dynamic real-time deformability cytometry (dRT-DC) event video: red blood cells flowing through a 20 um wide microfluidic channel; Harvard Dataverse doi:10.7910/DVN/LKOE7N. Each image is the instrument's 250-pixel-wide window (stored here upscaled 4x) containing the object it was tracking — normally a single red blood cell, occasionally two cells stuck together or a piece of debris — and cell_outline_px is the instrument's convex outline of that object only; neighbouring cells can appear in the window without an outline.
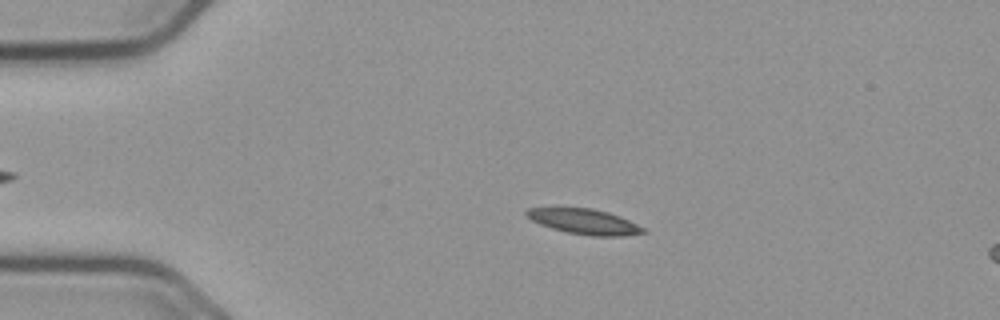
{"species": "common noctule bat (a hibernating species)", "species_latin": "Nyctalus noctula", "temperature_condition": "cold", "stored_images_in_passage": 56, "camera_frame_rate_fps": 3000, "um_per_image_px": 0.085, "animal": {"sex": "male", "body_mass_g": 23.1, "forearm_length_mm": 52.7}, "frame": {"image": 1, "passage_image": 12, "time_ms": 3.667, "image_size_px": [1000, 320], "cell_outline_px": [[648, 232], [624, 236], [592, 236], [564, 232], [540, 224], [524, 216], [524, 212], [528, 208], [592, 208], [608, 212], [620, 216], [644, 228]], "centroid_in_image_um": [49.65, 18.84], "position_along_channel_um": 35.3, "area_um2": 17.22}}
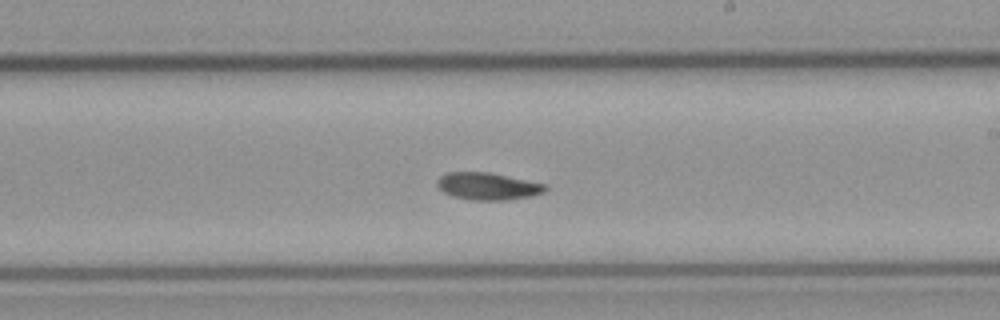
{"frame": {"image": 2, "passage_image": 33, "time_ms": 10.667, "image_size_px": [1000, 320], "cell_outline_px": [[548, 188], [544, 192], [532, 196], [508, 200], [472, 200], [452, 196], [444, 192], [436, 184], [436, 180], [440, 176], [448, 172], [488, 172], [544, 184]], "centroid_in_image_um": [41.43, 15.83], "position_along_channel_um": 247.6, "area_um2": 17.05}}
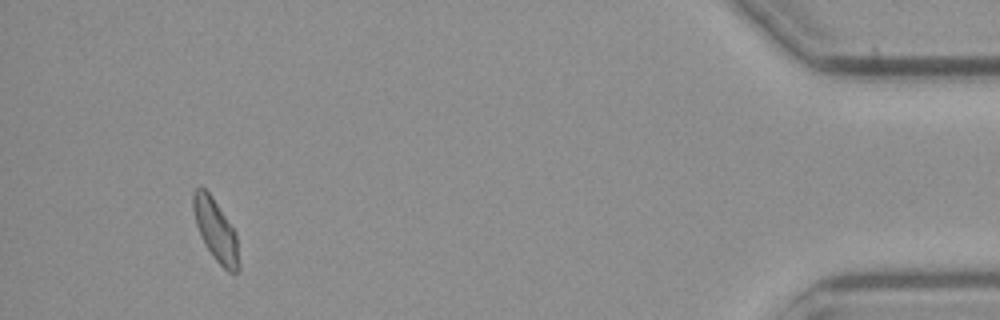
{"frame": {"image": 3, "passage_image": 53, "time_ms": 17.333, "image_size_px": [1000, 320], "cell_outline_px": [[240, 268], [236, 272], [228, 272], [212, 256], [204, 244], [196, 224], [192, 208], [192, 192], [200, 184], [212, 196], [236, 232], [240, 264]], "centroid_in_image_um": [18.33, 19.55], "position_along_channel_um": 416.9, "area_um2": 16.65}}